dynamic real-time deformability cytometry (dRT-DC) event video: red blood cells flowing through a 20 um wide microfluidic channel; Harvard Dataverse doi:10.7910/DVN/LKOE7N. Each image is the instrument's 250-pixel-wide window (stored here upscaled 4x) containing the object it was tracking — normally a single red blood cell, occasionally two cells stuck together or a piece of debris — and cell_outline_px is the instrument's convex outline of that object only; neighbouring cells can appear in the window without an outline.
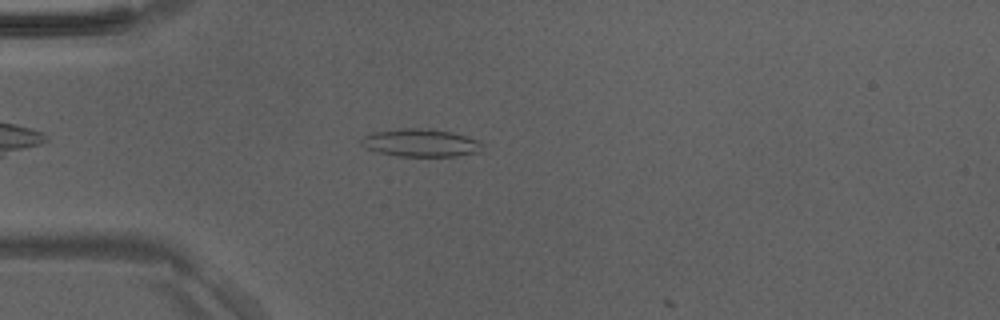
{"species": "Egyptian fruit bat (a non-hibernating species)", "species_latin": "Rousettus aegyptiacus", "temperature_condition": "room temperature", "stored_images_in_passage": 9, "camera_frame_rate_fps": 3000, "um_per_image_px": 0.085, "animal": {"sex": "male"}, "frame": {"image": 1, "passage_image": 8, "time_ms": 2.333, "image_size_px": [1000, 320], "cell_outline_px": [[484, 144], [480, 152], [456, 156], [396, 156], [380, 152], [368, 148], [360, 144], [360, 140], [364, 136], [372, 132], [400, 128], [428, 128], [452, 132], [476, 140]], "centroid_in_image_um": [35.75, 12.13], "position_along_channel_um": 49.2, "area_um2": 19.59}}